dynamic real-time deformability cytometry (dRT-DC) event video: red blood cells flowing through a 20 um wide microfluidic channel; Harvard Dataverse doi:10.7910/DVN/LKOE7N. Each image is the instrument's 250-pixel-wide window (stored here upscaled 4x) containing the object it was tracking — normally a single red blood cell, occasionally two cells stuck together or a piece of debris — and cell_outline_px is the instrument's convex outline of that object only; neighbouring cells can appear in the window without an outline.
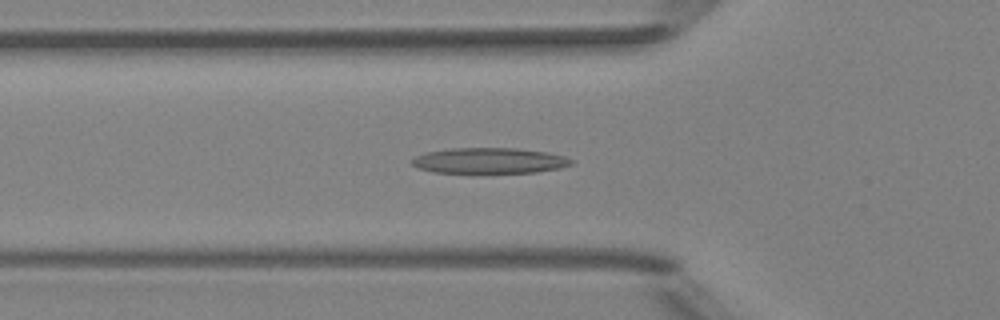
{"species": "Egyptian fruit bat (a non-hibernating species)", "species_latin": "Rousettus aegyptiacus", "temperature_condition": "room temperature", "stored_images_in_passage": 51, "camera_frame_rate_fps": 3000, "um_per_image_px": 0.085, "animal": {"sex": "female"}, "frame": {"image": 1, "passage_image": 18, "time_ms": 5.667, "image_size_px": [1000, 320], "cell_outline_px": [[576, 160], [572, 164], [560, 168], [536, 172], [432, 172], [416, 168], [408, 160], [424, 152], [452, 148], [516, 148], [548, 152], [564, 156]], "centroid_in_image_um": [41.58, 13.64], "position_along_channel_um": 84.2, "area_um2": 23.93}}
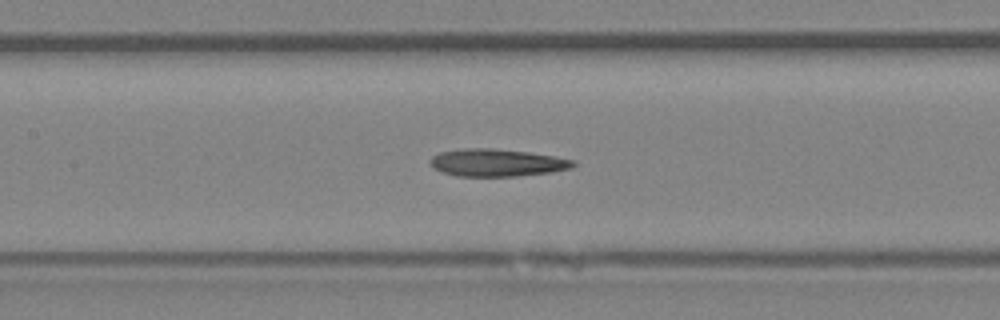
{"frame": {"image": 2, "passage_image": 24, "time_ms": 7.667, "image_size_px": [1000, 320], "cell_outline_px": [[576, 164], [572, 168], [552, 172], [516, 176], [456, 176], [440, 172], [432, 168], [428, 160], [432, 156], [440, 152], [464, 148], [488, 148], [528, 152], [556, 156], [576, 160]], "centroid_in_image_um": [42.23, 13.83], "position_along_channel_um": 165.2, "area_um2": 23.12}}
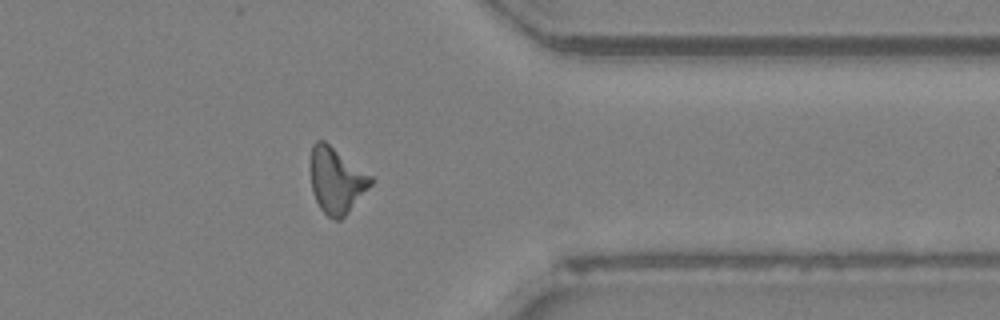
{"frame": {"image": 3, "passage_image": 41, "time_ms": 13.333, "image_size_px": [1000, 320], "cell_outline_px": [[372, 184], [348, 212], [340, 220], [336, 220], [328, 216], [320, 208], [312, 192], [312, 144], [316, 140], [324, 140], [372, 176]], "centroid_in_image_um": [28.6, 15.33], "position_along_channel_um": 382.8, "area_um2": 22.6}, "authors_computed_cell_mechanics": {"area_um2": 23.12, "velocity_mm_per_s": 4.0408, "shape_relaxation_time_tau1_ms": null, "shape_relaxation_time_tau2_ms": 7.4444, "deformation_change_tau1": null, "deformation_change_tau2": 0.2201}}